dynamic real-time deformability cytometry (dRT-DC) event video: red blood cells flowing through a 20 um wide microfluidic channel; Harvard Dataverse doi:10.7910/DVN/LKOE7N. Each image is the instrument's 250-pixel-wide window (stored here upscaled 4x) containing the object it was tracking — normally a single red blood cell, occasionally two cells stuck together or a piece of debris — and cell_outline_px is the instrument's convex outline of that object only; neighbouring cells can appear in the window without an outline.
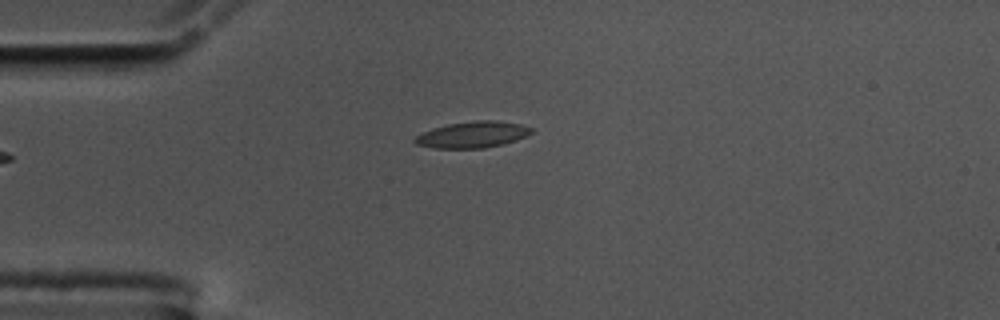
{"species": "common noctule bat (a hibernating species)", "species_latin": "Nyctalus noctula", "temperature_condition": "cold", "stored_images_in_passage": 30, "camera_frame_rate_fps": 3000, "um_per_image_px": 0.085, "animal": {"sex": "male", "body_mass_g": 17.5, "forearm_length_mm": 52.3}, "frame": {"image": 1, "passage_image": 1, "time_ms": 0.0, "image_size_px": [1000, 320], "cell_outline_px": [[532, 132], [516, 140], [504, 144], [484, 148], [436, 148], [416, 144], [412, 140], [416, 136], [424, 132], [448, 124], [476, 120], [496, 120], [520, 124], [532, 128]], "centroid_in_image_um": [40.18, 11.44], "position_along_channel_um": 44.8, "area_um2": 17.63}}
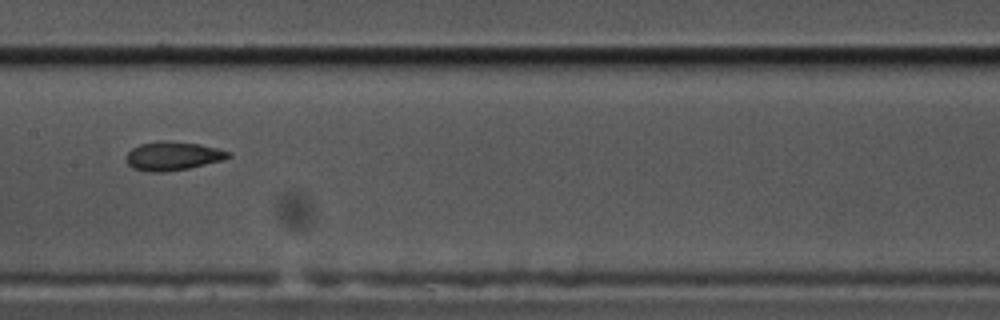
{"frame": {"image": 2, "passage_image": 15, "time_ms": 4.667, "image_size_px": [1000, 320], "cell_outline_px": [[232, 156], [224, 160], [188, 168], [164, 172], [148, 172], [132, 168], [124, 160], [124, 156], [132, 148], [140, 144], [160, 140], [168, 140], [200, 144], [232, 152]], "centroid_in_image_um": [14.67, 13.25], "position_along_channel_um": 192.7, "area_um2": 17.4}}
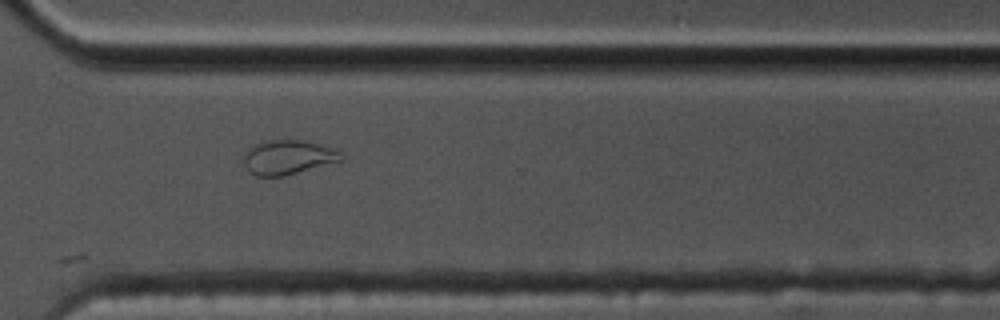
{"frame": {"image": 3, "passage_image": 28, "time_ms": 9.0, "image_size_px": [1000, 320], "cell_outline_px": [[344, 160], [284, 176], [256, 176], [248, 172], [244, 164], [244, 156], [248, 148], [256, 144], [268, 140], [308, 140], [340, 152], [344, 156]], "centroid_in_image_um": [24.47, 13.37], "position_along_channel_um": 346.1, "area_um2": 19.54}, "authors_computed_cell_mechanics": {"area_um2": 16.762, "velocity_mm_per_s": 3.5439, "shape_relaxation_time_tau1_ms": 8.8219, "shape_relaxation_time_tau2_ms": 2.7984, "deformation_change_tau1": 0.2304, "deformation_change_tau2": 0.0726}}